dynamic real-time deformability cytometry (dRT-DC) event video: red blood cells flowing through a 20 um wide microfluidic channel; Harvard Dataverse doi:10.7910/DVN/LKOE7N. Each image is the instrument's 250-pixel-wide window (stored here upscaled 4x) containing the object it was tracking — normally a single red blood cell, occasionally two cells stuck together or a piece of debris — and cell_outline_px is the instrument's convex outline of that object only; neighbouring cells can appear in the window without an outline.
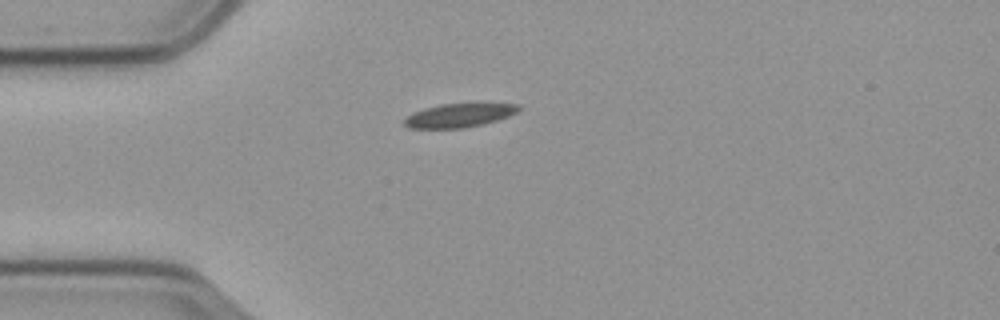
{"species": "common noctule bat (a hibernating species)", "species_latin": "Nyctalus noctula", "temperature_condition": "cold", "stored_images_in_passage": 44, "camera_frame_rate_fps": 3000, "um_per_image_px": 0.085, "animal": {"sex": "male", "body_mass_g": 23.1, "forearm_length_mm": 52.7}, "frame": {"image": 1, "passage_image": 1, "time_ms": 0.0, "image_size_px": [1000, 320], "cell_outline_px": [[520, 108], [516, 112], [508, 116], [496, 120], [480, 124], [460, 128], [408, 128], [404, 124], [404, 120], [412, 112], [424, 108], [440, 104], [476, 100], [488, 100], [520, 104]], "centroid_in_image_um": [39.12, 9.72], "position_along_channel_um": 45.9, "area_um2": 16.76}}
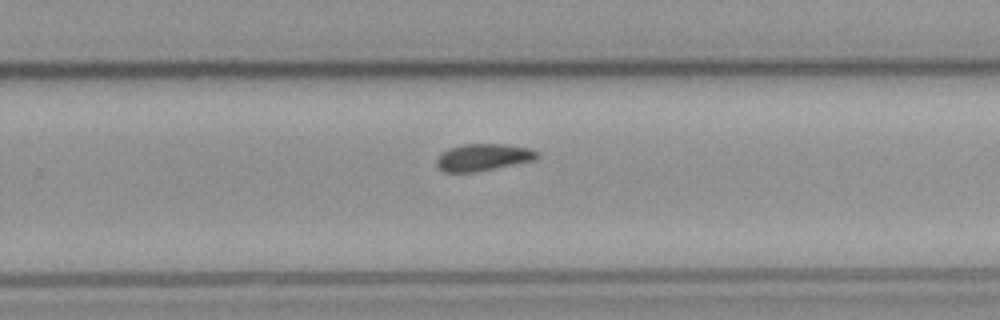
{"frame": {"image": 2, "passage_image": 23, "time_ms": 7.333, "image_size_px": [1000, 320], "cell_outline_px": [[540, 156], [536, 160], [476, 172], [444, 172], [436, 164], [436, 160], [440, 152], [448, 148], [460, 144], [504, 144], [532, 148], [540, 152]], "centroid_in_image_um": [41.09, 13.36], "position_along_channel_um": 288.7, "area_um2": 16.18}}
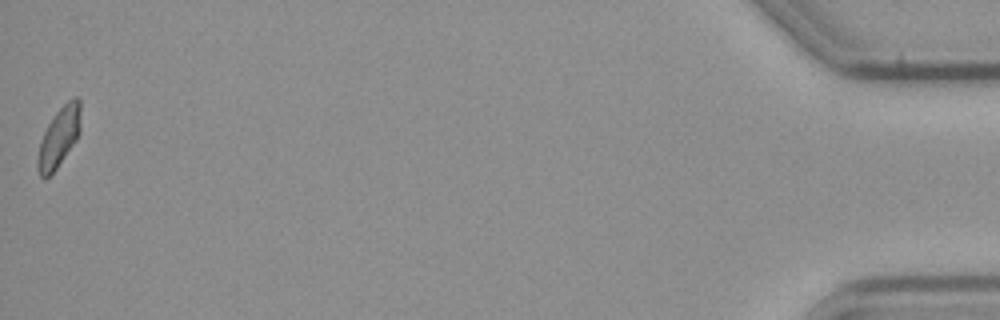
{"frame": {"image": 3, "passage_image": 44, "time_ms": 14.333, "image_size_px": [1000, 320], "cell_outline_px": [[80, 132], [76, 140], [56, 168], [44, 180], [40, 176], [36, 168], [36, 160], [40, 140], [48, 124], [56, 112], [72, 96], [76, 96], [80, 100]], "centroid_in_image_um": [4.99, 11.66], "position_along_channel_um": 430.2, "area_um2": 14.97}}